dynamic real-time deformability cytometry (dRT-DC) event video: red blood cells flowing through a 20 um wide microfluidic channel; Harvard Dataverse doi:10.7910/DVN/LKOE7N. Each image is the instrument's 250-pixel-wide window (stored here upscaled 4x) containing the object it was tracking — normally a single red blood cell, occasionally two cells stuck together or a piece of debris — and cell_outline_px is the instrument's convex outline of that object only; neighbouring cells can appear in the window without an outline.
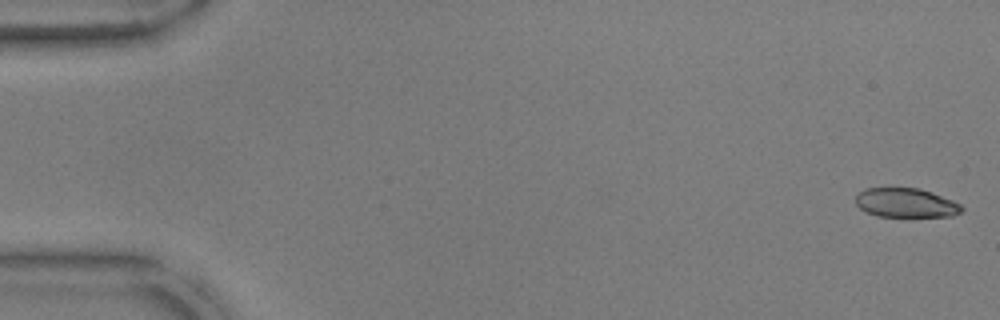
{"species": "common noctule bat (a hibernating species)", "species_latin": "Nyctalus noctula", "temperature_condition": "warm", "stored_images_in_passage": 53, "camera_frame_rate_fps": 3000, "um_per_image_px": 0.085, "animal": {"sex": "male", "body_mass_g": 17.9, "forearm_length_mm": 54.2}, "frame": {"image": 1, "passage_image": 1, "time_ms": 0.0, "image_size_px": [1000, 320], "cell_outline_px": [[964, 208], [960, 212], [952, 216], [908, 220], [876, 216], [860, 208], [856, 204], [856, 196], [864, 188], [920, 188], [932, 192], [952, 200], [960, 204]], "centroid_in_image_um": [77.03, 17.3], "position_along_channel_um": 8.0, "area_um2": 19.02}}
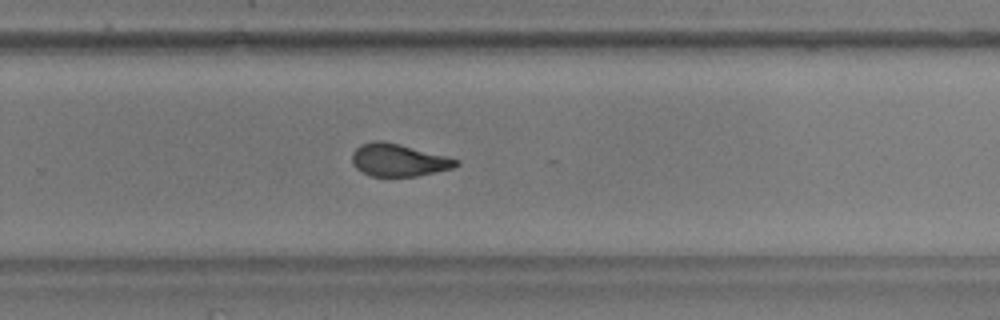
{"frame": {"image": 2, "passage_image": 35, "time_ms": 11.333, "image_size_px": [1000, 320], "cell_outline_px": [[460, 164], [452, 168], [436, 172], [416, 176], [368, 176], [360, 172], [352, 164], [352, 152], [360, 144], [372, 140], [380, 140], [400, 144], [448, 156], [460, 160]], "centroid_in_image_um": [33.85, 13.6], "position_along_channel_um": 295.9, "area_um2": 20.0}}
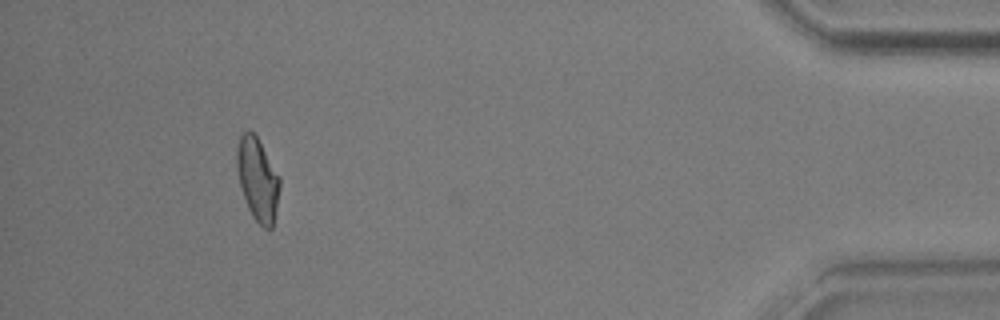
{"frame": {"image": 3, "passage_image": 49, "time_ms": 16.0, "image_size_px": [1000, 320], "cell_outline_px": [[280, 188], [272, 228], [264, 228], [252, 216], [248, 208], [240, 184], [236, 168], [236, 152], [240, 136], [248, 128], [256, 136], [280, 176]], "centroid_in_image_um": [21.89, 15.22], "position_along_channel_um": 413.3, "area_um2": 20.52}, "authors_computed_cell_mechanics": {"area_um2": 20.4034, "velocity_mm_per_s": 3.7996, "shape_relaxation_time_tau1_ms": 4.255, "shape_relaxation_time_tau2_ms": 1.7808, "deformation_change_tau1": 0.1598, "deformation_change_tau2": 0.0827}}